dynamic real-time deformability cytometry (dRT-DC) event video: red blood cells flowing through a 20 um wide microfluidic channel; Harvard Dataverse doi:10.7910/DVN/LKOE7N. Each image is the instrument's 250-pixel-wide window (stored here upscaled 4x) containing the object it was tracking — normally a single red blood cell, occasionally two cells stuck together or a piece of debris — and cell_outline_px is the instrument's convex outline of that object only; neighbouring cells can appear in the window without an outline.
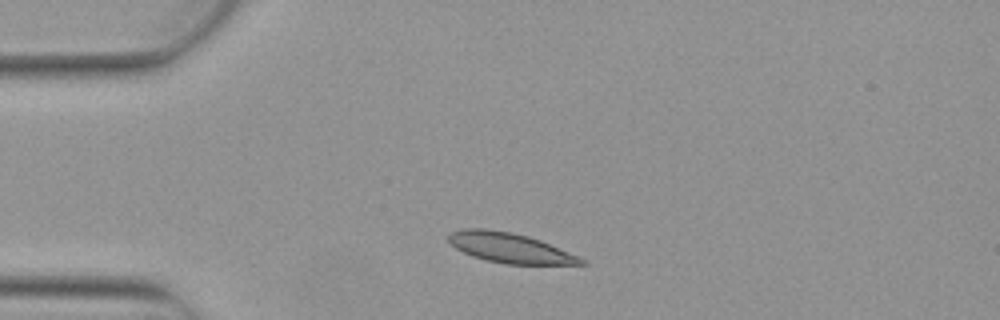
{"species": "Egyptian fruit bat (a non-hibernating species)", "species_latin": "Rousettus aegyptiacus", "temperature_condition": "warm", "stored_images_in_passage": 3, "camera_frame_rate_fps": 3000, "um_per_image_px": 0.085, "animal": {"sex": "female"}, "frame": {"image": 1, "passage_image": 2, "time_ms": 0.333, "image_size_px": [1000, 320], "cell_outline_px": [[588, 264], [504, 264], [472, 256], [456, 248], [448, 240], [448, 236], [452, 232], [464, 228], [484, 228], [512, 232], [528, 236], [540, 240], [580, 256]], "centroid_in_image_um": [43.36, 21.06], "position_along_channel_um": 41.6, "area_um2": 23.0}}